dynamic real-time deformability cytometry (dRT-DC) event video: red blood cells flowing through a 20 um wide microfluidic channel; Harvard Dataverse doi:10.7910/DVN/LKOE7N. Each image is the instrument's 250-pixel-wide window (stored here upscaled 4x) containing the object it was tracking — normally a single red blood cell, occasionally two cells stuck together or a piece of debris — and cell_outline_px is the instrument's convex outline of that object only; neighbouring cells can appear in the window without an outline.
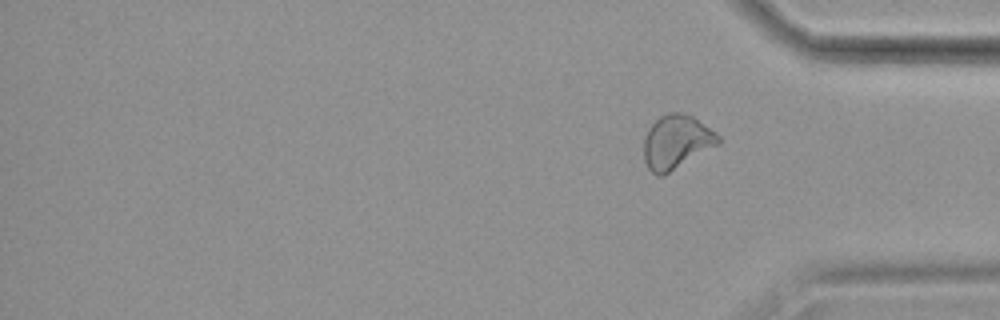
{"species": "common noctule bat (a hibernating species)", "species_latin": "Nyctalus noctula", "temperature_condition": "cold", "stored_images_in_passage": 16, "segment_of_instrument_passage": [2, 2], "camera_frame_rate_fps": 3000, "um_per_image_px": 0.085, "animal": {"sex": "female", "body_mass_g": 19.9}, "frame": {"image": 1, "passage_image": 16, "time_ms": 19.0, "image_size_px": [1000, 320], "cell_outline_px": [[720, 140], [716, 144], [664, 176], [656, 176], [648, 168], [644, 160], [644, 136], [648, 128], [660, 116], [668, 112], [680, 112], [692, 116], [716, 132], [720, 136]], "centroid_in_image_um": [57.45, 12.06], "position_along_channel_um": 377.8, "area_um2": 23.12}}